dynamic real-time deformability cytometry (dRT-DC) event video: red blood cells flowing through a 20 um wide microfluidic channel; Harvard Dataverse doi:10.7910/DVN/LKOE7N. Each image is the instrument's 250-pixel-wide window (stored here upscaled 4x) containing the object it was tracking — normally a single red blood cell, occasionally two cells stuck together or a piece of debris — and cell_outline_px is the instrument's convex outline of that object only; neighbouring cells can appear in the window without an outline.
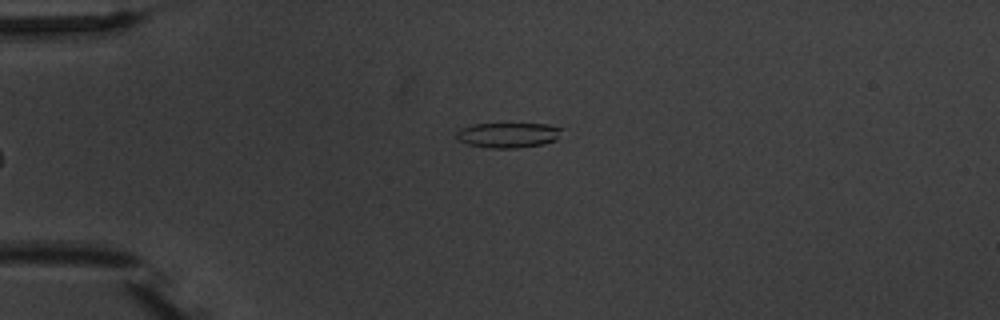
{"species": "common noctule bat (a hibernating species)", "species_latin": "Nyctalus noctula", "temperature_condition": "warm", "stored_images_in_passage": 6, "camera_frame_rate_fps": 3000, "um_per_image_px": 0.085, "animal": {"sex": "male", "body_mass_g": 20.1, "forearm_length_mm": 53.5}, "frame": {"image": 1, "passage_image": 6, "time_ms": 7.0, "image_size_px": [1000, 320], "cell_outline_px": [[564, 128], [556, 140], [544, 144], [516, 148], [488, 148], [468, 144], [460, 140], [456, 136], [456, 132], [460, 128], [472, 124], [548, 124]], "centroid_in_image_um": [43.21, 11.48], "position_along_channel_um": 41.8, "area_um2": 15.49}}